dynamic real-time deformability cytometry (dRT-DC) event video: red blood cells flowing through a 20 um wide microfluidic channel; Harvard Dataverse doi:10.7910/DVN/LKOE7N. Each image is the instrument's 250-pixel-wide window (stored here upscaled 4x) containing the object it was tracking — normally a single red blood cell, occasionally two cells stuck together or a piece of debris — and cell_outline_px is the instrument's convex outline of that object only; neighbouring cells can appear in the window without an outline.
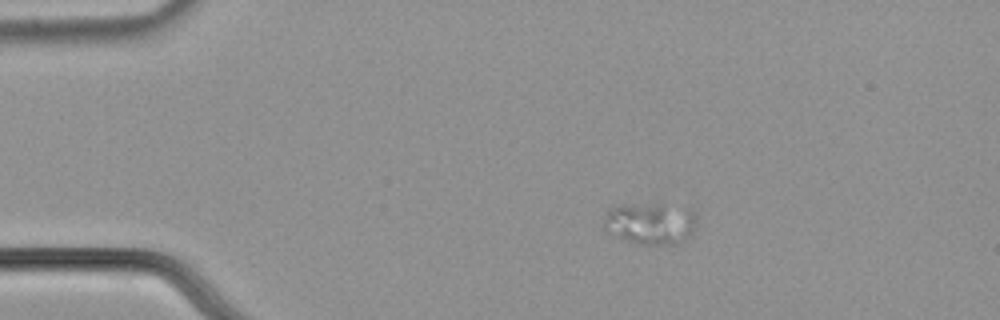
{"species": "common noctule bat (a hibernating species)", "species_latin": "Nyctalus noctula", "temperature_condition": "cold", "stored_images_in_passage": 56, "camera_frame_rate_fps": 3000, "um_per_image_px": 0.085, "animal": {"sex": "male", "body_mass_g": 21.5, "forearm_length_mm": 52.0}, "frame": {"image": 1, "passage_image": 9, "time_ms": 2.667, "image_size_px": [1000, 320], "cell_outline_px": [[696, 224], [692, 232], [680, 244], [640, 244], [616, 236], [608, 232], [604, 228], [604, 220], [608, 208], [620, 204], [664, 204], [696, 212]], "centroid_in_image_um": [55.27, 18.98], "position_along_channel_um": 29.7, "area_um2": 22.54}}
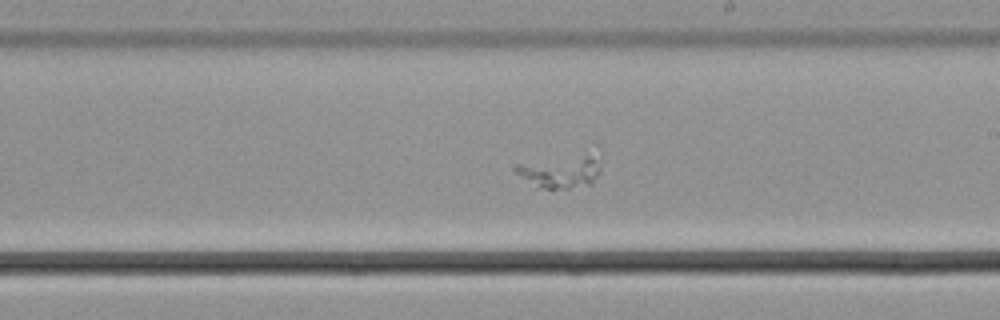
{"frame": {"image": 2, "passage_image": 32, "time_ms": 10.333, "image_size_px": [1000, 320], "cell_outline_px": [[600, 172], [592, 184], [568, 188], [536, 188], [516, 172], [512, 168], [512, 164], [592, 140], [600, 148]], "centroid_in_image_um": [47.82, 14.22], "position_along_channel_um": 241.2, "area_um2": 20.75}}
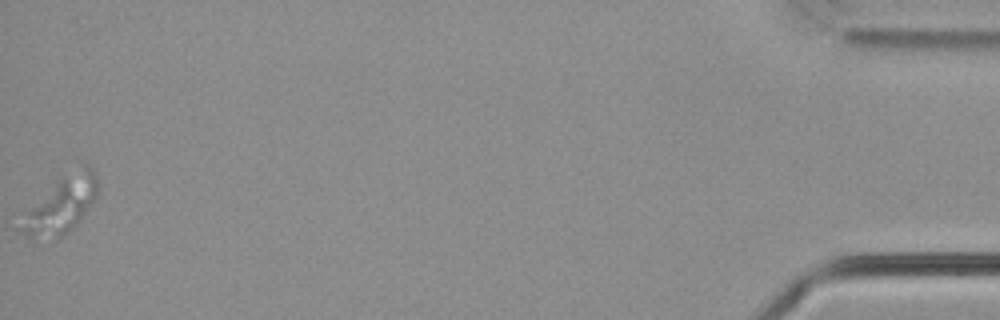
{"frame": {"image": 3, "passage_image": 56, "time_ms": 18.333, "image_size_px": [1000, 320], "cell_outline_px": [[100, 188], [96, 200], [80, 220], [72, 228], [60, 236], [32, 240], [16, 228], [20, 212], [60, 180], [88, 164], [96, 172]], "centroid_in_image_um": [5.14, 17.49], "position_along_channel_um": 430.1, "area_um2": 25.43}}